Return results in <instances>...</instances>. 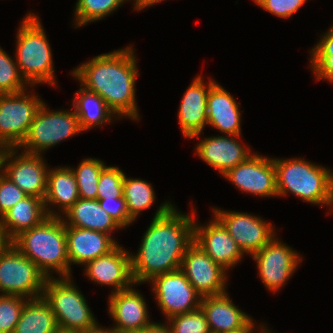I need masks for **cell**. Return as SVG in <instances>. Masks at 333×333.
Masks as SVG:
<instances>
[{"mask_svg": "<svg viewBox=\"0 0 333 333\" xmlns=\"http://www.w3.org/2000/svg\"><path fill=\"white\" fill-rule=\"evenodd\" d=\"M194 220L178 213L169 202L157 210L145 232L139 252L131 255L134 283L181 268L188 247L194 242Z\"/></svg>", "mask_w": 333, "mask_h": 333, "instance_id": "cell-1", "label": "cell"}, {"mask_svg": "<svg viewBox=\"0 0 333 333\" xmlns=\"http://www.w3.org/2000/svg\"><path fill=\"white\" fill-rule=\"evenodd\" d=\"M278 196L288 191L312 204H333V173L304 159H273Z\"/></svg>", "mask_w": 333, "mask_h": 333, "instance_id": "cell-4", "label": "cell"}, {"mask_svg": "<svg viewBox=\"0 0 333 333\" xmlns=\"http://www.w3.org/2000/svg\"><path fill=\"white\" fill-rule=\"evenodd\" d=\"M68 223L65 226L90 229L103 233L121 228L116 221L100 206L97 199L79 198L73 206L65 212ZM70 223V224H69Z\"/></svg>", "mask_w": 333, "mask_h": 333, "instance_id": "cell-26", "label": "cell"}, {"mask_svg": "<svg viewBox=\"0 0 333 333\" xmlns=\"http://www.w3.org/2000/svg\"><path fill=\"white\" fill-rule=\"evenodd\" d=\"M194 242L225 270L238 263L244 254L216 217L207 226L194 224Z\"/></svg>", "mask_w": 333, "mask_h": 333, "instance_id": "cell-16", "label": "cell"}, {"mask_svg": "<svg viewBox=\"0 0 333 333\" xmlns=\"http://www.w3.org/2000/svg\"><path fill=\"white\" fill-rule=\"evenodd\" d=\"M16 64L28 84L55 83L52 53L37 16L28 14L17 35Z\"/></svg>", "mask_w": 333, "mask_h": 333, "instance_id": "cell-5", "label": "cell"}, {"mask_svg": "<svg viewBox=\"0 0 333 333\" xmlns=\"http://www.w3.org/2000/svg\"><path fill=\"white\" fill-rule=\"evenodd\" d=\"M11 244V240L7 237L5 232L0 228V256Z\"/></svg>", "mask_w": 333, "mask_h": 333, "instance_id": "cell-41", "label": "cell"}, {"mask_svg": "<svg viewBox=\"0 0 333 333\" xmlns=\"http://www.w3.org/2000/svg\"><path fill=\"white\" fill-rule=\"evenodd\" d=\"M163 0H135V10H141L142 8L148 7L149 5L157 4Z\"/></svg>", "mask_w": 333, "mask_h": 333, "instance_id": "cell-42", "label": "cell"}, {"mask_svg": "<svg viewBox=\"0 0 333 333\" xmlns=\"http://www.w3.org/2000/svg\"><path fill=\"white\" fill-rule=\"evenodd\" d=\"M236 137L240 136L222 135L201 140L196 148L197 154L203 161L224 175L252 155L250 149L248 147L245 149Z\"/></svg>", "mask_w": 333, "mask_h": 333, "instance_id": "cell-21", "label": "cell"}, {"mask_svg": "<svg viewBox=\"0 0 333 333\" xmlns=\"http://www.w3.org/2000/svg\"><path fill=\"white\" fill-rule=\"evenodd\" d=\"M24 93L0 94V147L19 148L44 103Z\"/></svg>", "mask_w": 333, "mask_h": 333, "instance_id": "cell-8", "label": "cell"}, {"mask_svg": "<svg viewBox=\"0 0 333 333\" xmlns=\"http://www.w3.org/2000/svg\"><path fill=\"white\" fill-rule=\"evenodd\" d=\"M215 81L204 84L201 76L196 77L185 92L179 109L181 131L187 138H197L207 124V97Z\"/></svg>", "mask_w": 333, "mask_h": 333, "instance_id": "cell-20", "label": "cell"}, {"mask_svg": "<svg viewBox=\"0 0 333 333\" xmlns=\"http://www.w3.org/2000/svg\"><path fill=\"white\" fill-rule=\"evenodd\" d=\"M84 333H120L118 331H116L114 328L112 329H102L100 326L95 325L94 327H92L91 329H89L88 331L84 332Z\"/></svg>", "mask_w": 333, "mask_h": 333, "instance_id": "cell-43", "label": "cell"}, {"mask_svg": "<svg viewBox=\"0 0 333 333\" xmlns=\"http://www.w3.org/2000/svg\"><path fill=\"white\" fill-rule=\"evenodd\" d=\"M104 167V162L99 159L87 158L76 170L72 169L81 199H97L98 181Z\"/></svg>", "mask_w": 333, "mask_h": 333, "instance_id": "cell-30", "label": "cell"}, {"mask_svg": "<svg viewBox=\"0 0 333 333\" xmlns=\"http://www.w3.org/2000/svg\"><path fill=\"white\" fill-rule=\"evenodd\" d=\"M59 330L55 314L42 296L25 302L13 333H57Z\"/></svg>", "mask_w": 333, "mask_h": 333, "instance_id": "cell-27", "label": "cell"}, {"mask_svg": "<svg viewBox=\"0 0 333 333\" xmlns=\"http://www.w3.org/2000/svg\"><path fill=\"white\" fill-rule=\"evenodd\" d=\"M213 210L215 217L223 224L243 253L252 255L275 237L271 224L256 216L242 212Z\"/></svg>", "mask_w": 333, "mask_h": 333, "instance_id": "cell-13", "label": "cell"}, {"mask_svg": "<svg viewBox=\"0 0 333 333\" xmlns=\"http://www.w3.org/2000/svg\"><path fill=\"white\" fill-rule=\"evenodd\" d=\"M206 106L207 124L228 136H240L239 107L233 96L216 82L210 87Z\"/></svg>", "mask_w": 333, "mask_h": 333, "instance_id": "cell-22", "label": "cell"}, {"mask_svg": "<svg viewBox=\"0 0 333 333\" xmlns=\"http://www.w3.org/2000/svg\"><path fill=\"white\" fill-rule=\"evenodd\" d=\"M168 320L172 323L169 327L172 333H211L201 307L188 313L175 315Z\"/></svg>", "mask_w": 333, "mask_h": 333, "instance_id": "cell-34", "label": "cell"}, {"mask_svg": "<svg viewBox=\"0 0 333 333\" xmlns=\"http://www.w3.org/2000/svg\"><path fill=\"white\" fill-rule=\"evenodd\" d=\"M27 196L7 176L0 173V217Z\"/></svg>", "mask_w": 333, "mask_h": 333, "instance_id": "cell-37", "label": "cell"}, {"mask_svg": "<svg viewBox=\"0 0 333 333\" xmlns=\"http://www.w3.org/2000/svg\"><path fill=\"white\" fill-rule=\"evenodd\" d=\"M78 185L71 168L61 167L48 170L47 190L44 198L48 217H58L55 212L48 210L47 204L61 206L63 214L79 199Z\"/></svg>", "mask_w": 333, "mask_h": 333, "instance_id": "cell-25", "label": "cell"}, {"mask_svg": "<svg viewBox=\"0 0 333 333\" xmlns=\"http://www.w3.org/2000/svg\"><path fill=\"white\" fill-rule=\"evenodd\" d=\"M124 175L118 167L105 166L98 181L97 199L123 197Z\"/></svg>", "mask_w": 333, "mask_h": 333, "instance_id": "cell-36", "label": "cell"}, {"mask_svg": "<svg viewBox=\"0 0 333 333\" xmlns=\"http://www.w3.org/2000/svg\"><path fill=\"white\" fill-rule=\"evenodd\" d=\"M57 333H78V332H66V331L59 330Z\"/></svg>", "mask_w": 333, "mask_h": 333, "instance_id": "cell-46", "label": "cell"}, {"mask_svg": "<svg viewBox=\"0 0 333 333\" xmlns=\"http://www.w3.org/2000/svg\"><path fill=\"white\" fill-rule=\"evenodd\" d=\"M137 333H172L171 329L165 325L159 323H153L151 326L144 328L140 332Z\"/></svg>", "mask_w": 333, "mask_h": 333, "instance_id": "cell-40", "label": "cell"}, {"mask_svg": "<svg viewBox=\"0 0 333 333\" xmlns=\"http://www.w3.org/2000/svg\"><path fill=\"white\" fill-rule=\"evenodd\" d=\"M17 148H5L1 159L2 173L26 195L44 200L47 190L48 169L41 154L23 152L15 155ZM15 156V158L13 157ZM11 158V159H10ZM12 158H14L12 160ZM11 160V162L9 161ZM8 161V162H7ZM6 163H8L6 165Z\"/></svg>", "mask_w": 333, "mask_h": 333, "instance_id": "cell-11", "label": "cell"}, {"mask_svg": "<svg viewBox=\"0 0 333 333\" xmlns=\"http://www.w3.org/2000/svg\"><path fill=\"white\" fill-rule=\"evenodd\" d=\"M46 275L12 243L0 256V291L35 299L42 297Z\"/></svg>", "mask_w": 333, "mask_h": 333, "instance_id": "cell-7", "label": "cell"}, {"mask_svg": "<svg viewBox=\"0 0 333 333\" xmlns=\"http://www.w3.org/2000/svg\"><path fill=\"white\" fill-rule=\"evenodd\" d=\"M180 269L202 297L226 293V270L216 264L195 242L186 250Z\"/></svg>", "mask_w": 333, "mask_h": 333, "instance_id": "cell-12", "label": "cell"}, {"mask_svg": "<svg viewBox=\"0 0 333 333\" xmlns=\"http://www.w3.org/2000/svg\"><path fill=\"white\" fill-rule=\"evenodd\" d=\"M150 281L159 307L168 319L198 309L201 305L202 296L181 269L157 275Z\"/></svg>", "mask_w": 333, "mask_h": 333, "instance_id": "cell-10", "label": "cell"}, {"mask_svg": "<svg viewBox=\"0 0 333 333\" xmlns=\"http://www.w3.org/2000/svg\"><path fill=\"white\" fill-rule=\"evenodd\" d=\"M123 196L127 203L129 216L135 220L141 211L153 205L155 198L153 188L140 179L123 178Z\"/></svg>", "mask_w": 333, "mask_h": 333, "instance_id": "cell-29", "label": "cell"}, {"mask_svg": "<svg viewBox=\"0 0 333 333\" xmlns=\"http://www.w3.org/2000/svg\"><path fill=\"white\" fill-rule=\"evenodd\" d=\"M47 217L44 200L27 196L0 218V228L12 241L21 232L41 224Z\"/></svg>", "mask_w": 333, "mask_h": 333, "instance_id": "cell-24", "label": "cell"}, {"mask_svg": "<svg viewBox=\"0 0 333 333\" xmlns=\"http://www.w3.org/2000/svg\"><path fill=\"white\" fill-rule=\"evenodd\" d=\"M43 297L50 304L61 331L84 333L97 325L86 299L70 277L47 278Z\"/></svg>", "mask_w": 333, "mask_h": 333, "instance_id": "cell-6", "label": "cell"}, {"mask_svg": "<svg viewBox=\"0 0 333 333\" xmlns=\"http://www.w3.org/2000/svg\"><path fill=\"white\" fill-rule=\"evenodd\" d=\"M73 103L82 131L111 122L112 115L115 114L98 94L84 88L76 92Z\"/></svg>", "mask_w": 333, "mask_h": 333, "instance_id": "cell-28", "label": "cell"}, {"mask_svg": "<svg viewBox=\"0 0 333 333\" xmlns=\"http://www.w3.org/2000/svg\"><path fill=\"white\" fill-rule=\"evenodd\" d=\"M81 131L75 111L49 112L43 103L19 147H25L27 153L40 154L42 150L45 151Z\"/></svg>", "mask_w": 333, "mask_h": 333, "instance_id": "cell-9", "label": "cell"}, {"mask_svg": "<svg viewBox=\"0 0 333 333\" xmlns=\"http://www.w3.org/2000/svg\"><path fill=\"white\" fill-rule=\"evenodd\" d=\"M85 270L89 279L101 285L113 286L114 292L135 284L132 277L131 255L119 245L110 253L88 262Z\"/></svg>", "mask_w": 333, "mask_h": 333, "instance_id": "cell-17", "label": "cell"}, {"mask_svg": "<svg viewBox=\"0 0 333 333\" xmlns=\"http://www.w3.org/2000/svg\"><path fill=\"white\" fill-rule=\"evenodd\" d=\"M11 243L34 262L49 278L50 269L63 277H70L64 219L47 217L38 226L21 232Z\"/></svg>", "mask_w": 333, "mask_h": 333, "instance_id": "cell-3", "label": "cell"}, {"mask_svg": "<svg viewBox=\"0 0 333 333\" xmlns=\"http://www.w3.org/2000/svg\"><path fill=\"white\" fill-rule=\"evenodd\" d=\"M203 310L211 333H225L245 327L252 319L236 307L226 293L202 297Z\"/></svg>", "mask_w": 333, "mask_h": 333, "instance_id": "cell-23", "label": "cell"}, {"mask_svg": "<svg viewBox=\"0 0 333 333\" xmlns=\"http://www.w3.org/2000/svg\"><path fill=\"white\" fill-rule=\"evenodd\" d=\"M24 297L0 295V332L13 333L24 308Z\"/></svg>", "mask_w": 333, "mask_h": 333, "instance_id": "cell-35", "label": "cell"}, {"mask_svg": "<svg viewBox=\"0 0 333 333\" xmlns=\"http://www.w3.org/2000/svg\"><path fill=\"white\" fill-rule=\"evenodd\" d=\"M264 10L282 18H289L306 0H254Z\"/></svg>", "mask_w": 333, "mask_h": 333, "instance_id": "cell-39", "label": "cell"}, {"mask_svg": "<svg viewBox=\"0 0 333 333\" xmlns=\"http://www.w3.org/2000/svg\"><path fill=\"white\" fill-rule=\"evenodd\" d=\"M264 285L277 291L294 273L300 257L289 246L272 239L261 250L252 254Z\"/></svg>", "mask_w": 333, "mask_h": 333, "instance_id": "cell-15", "label": "cell"}, {"mask_svg": "<svg viewBox=\"0 0 333 333\" xmlns=\"http://www.w3.org/2000/svg\"><path fill=\"white\" fill-rule=\"evenodd\" d=\"M67 254L69 263L87 264L114 250L118 244L108 234L66 226Z\"/></svg>", "mask_w": 333, "mask_h": 333, "instance_id": "cell-19", "label": "cell"}, {"mask_svg": "<svg viewBox=\"0 0 333 333\" xmlns=\"http://www.w3.org/2000/svg\"><path fill=\"white\" fill-rule=\"evenodd\" d=\"M109 312L117 322L114 329L120 333H137L153 324L148 320L142 295L131 287L112 292L109 297Z\"/></svg>", "mask_w": 333, "mask_h": 333, "instance_id": "cell-18", "label": "cell"}, {"mask_svg": "<svg viewBox=\"0 0 333 333\" xmlns=\"http://www.w3.org/2000/svg\"><path fill=\"white\" fill-rule=\"evenodd\" d=\"M226 176L240 190L254 195L276 196V169L273 159L251 155L244 162L228 170Z\"/></svg>", "mask_w": 333, "mask_h": 333, "instance_id": "cell-14", "label": "cell"}, {"mask_svg": "<svg viewBox=\"0 0 333 333\" xmlns=\"http://www.w3.org/2000/svg\"><path fill=\"white\" fill-rule=\"evenodd\" d=\"M266 329H264L263 327H262V329H261V333H271V332H268L267 330L265 331Z\"/></svg>", "mask_w": 333, "mask_h": 333, "instance_id": "cell-47", "label": "cell"}, {"mask_svg": "<svg viewBox=\"0 0 333 333\" xmlns=\"http://www.w3.org/2000/svg\"><path fill=\"white\" fill-rule=\"evenodd\" d=\"M254 323L252 322V320L243 328L236 330V331H232V332H225V333H251L253 332V328H254Z\"/></svg>", "mask_w": 333, "mask_h": 333, "instance_id": "cell-44", "label": "cell"}, {"mask_svg": "<svg viewBox=\"0 0 333 333\" xmlns=\"http://www.w3.org/2000/svg\"><path fill=\"white\" fill-rule=\"evenodd\" d=\"M132 47L101 54L73 70L89 92L98 94L118 115L138 120L135 81L138 76Z\"/></svg>", "mask_w": 333, "mask_h": 333, "instance_id": "cell-2", "label": "cell"}, {"mask_svg": "<svg viewBox=\"0 0 333 333\" xmlns=\"http://www.w3.org/2000/svg\"><path fill=\"white\" fill-rule=\"evenodd\" d=\"M0 48V94L25 91L18 65ZM22 77V78H21ZM25 81V83H24Z\"/></svg>", "mask_w": 333, "mask_h": 333, "instance_id": "cell-33", "label": "cell"}, {"mask_svg": "<svg viewBox=\"0 0 333 333\" xmlns=\"http://www.w3.org/2000/svg\"><path fill=\"white\" fill-rule=\"evenodd\" d=\"M311 68L316 79L333 80V27L327 32L312 50Z\"/></svg>", "mask_w": 333, "mask_h": 333, "instance_id": "cell-31", "label": "cell"}, {"mask_svg": "<svg viewBox=\"0 0 333 333\" xmlns=\"http://www.w3.org/2000/svg\"><path fill=\"white\" fill-rule=\"evenodd\" d=\"M126 1V0H125ZM124 0H78L75 9L77 27L96 20H101L106 15L121 6Z\"/></svg>", "mask_w": 333, "mask_h": 333, "instance_id": "cell-32", "label": "cell"}, {"mask_svg": "<svg viewBox=\"0 0 333 333\" xmlns=\"http://www.w3.org/2000/svg\"><path fill=\"white\" fill-rule=\"evenodd\" d=\"M4 150H5V148L0 147V169H2V167H1V159H2V155L4 153Z\"/></svg>", "mask_w": 333, "mask_h": 333, "instance_id": "cell-45", "label": "cell"}, {"mask_svg": "<svg viewBox=\"0 0 333 333\" xmlns=\"http://www.w3.org/2000/svg\"><path fill=\"white\" fill-rule=\"evenodd\" d=\"M100 206L116 221L122 228L133 222L129 216L127 203L124 196L113 199H97Z\"/></svg>", "mask_w": 333, "mask_h": 333, "instance_id": "cell-38", "label": "cell"}]
</instances>
